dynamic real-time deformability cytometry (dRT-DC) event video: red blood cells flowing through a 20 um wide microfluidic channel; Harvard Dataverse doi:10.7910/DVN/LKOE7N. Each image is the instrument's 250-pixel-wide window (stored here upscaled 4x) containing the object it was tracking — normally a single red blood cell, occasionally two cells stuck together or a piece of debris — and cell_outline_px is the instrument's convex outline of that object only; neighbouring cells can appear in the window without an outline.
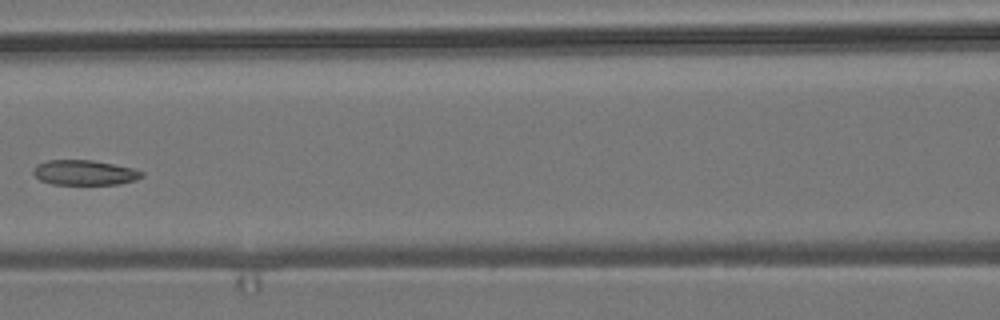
{"species": "common noctule bat (a hibernating species)", "species_latin": "Nyctalus noctula", "temperature_condition": "room temperature", "stored_images_in_passage": 4, "camera_frame_rate_fps": 3000, "um_per_image_px": 0.085, "animal": {"sex": "male", "body_mass_g": 19.2, "forearm_length_mm": 51.8}, "frame": {"image": 1, "passage_image": 3, "time_ms": 0.667, "image_size_px": [1000, 320], "cell_outline_px": [[144, 176], [136, 180], [120, 184], [52, 184], [40, 180], [32, 172], [32, 168], [36, 164], [48, 160], [92, 160], [132, 168], [144, 172]], "centroid_in_image_um": [7.17, 14.67], "position_along_channel_um": 159.4, "area_um2": 15.84}}
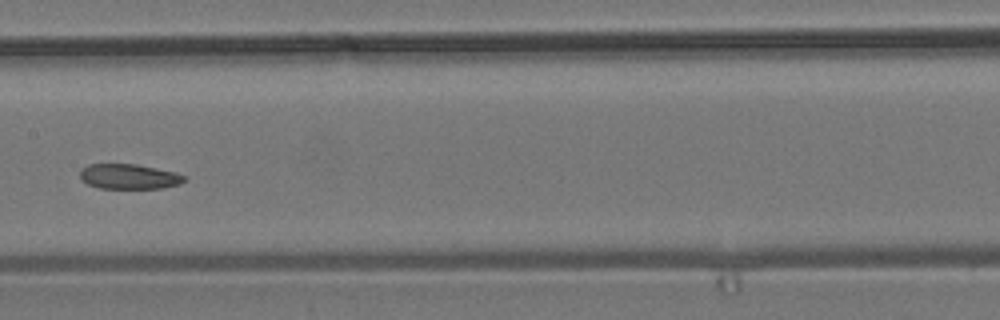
{"frame": {"image": 2, "passage_image": 4, "time_ms": 1.0, "image_size_px": [1000, 320], "cell_outline_px": [[188, 176], [180, 184], [164, 188], [100, 188], [88, 184], [80, 180], [80, 168], [88, 164], [136, 164], [176, 172]], "centroid_in_image_um": [10.96, 15.0], "position_along_channel_um": 196.4, "area_um2": 15.37}}